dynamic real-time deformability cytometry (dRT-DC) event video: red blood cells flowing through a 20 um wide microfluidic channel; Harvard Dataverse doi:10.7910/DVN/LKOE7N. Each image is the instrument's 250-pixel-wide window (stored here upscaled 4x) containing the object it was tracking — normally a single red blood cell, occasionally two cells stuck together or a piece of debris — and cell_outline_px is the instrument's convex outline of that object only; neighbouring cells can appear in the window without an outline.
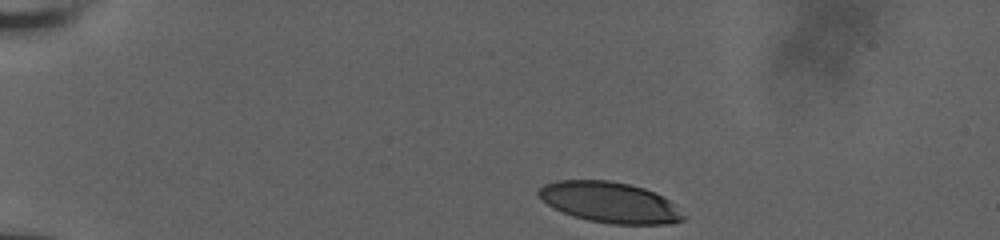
{"species": "human", "species_latin": "Homo sapiens", "temperature_condition": "room temperature", "stored_images_in_passage": 8, "camera_frame_rate_fps": 3000, "um_per_image_px": 0.085, "donor": {"sex": "male"}, "frame": {"image": 1, "passage_image": 1, "time_ms": 0.0, "image_size_px": [1000, 240], "cell_outline_px": [[688, 216], [684, 220], [672, 224], [608, 224], [588, 220], [572, 216], [548, 204], [536, 192], [544, 184], [556, 180], [608, 180], [628, 184], [644, 188], [656, 192], [664, 196]], "centroid_in_image_um": [51.9, 17.21], "position_along_channel_um": 33.1, "area_um2": 34.51}}
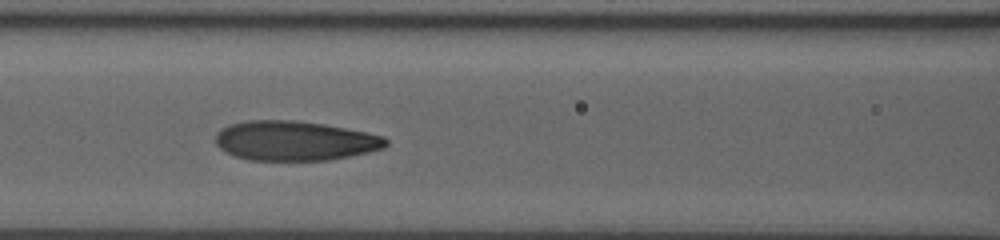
{"frame": {"image": 2, "passage_image": 7, "time_ms": 5.0, "image_size_px": [1000, 240], "cell_outline_px": [[388, 144], [384, 148], [368, 152], [328, 160], [248, 160], [236, 156], [220, 148], [216, 144], [216, 132], [220, 128], [228, 124], [248, 120], [296, 120], [324, 124], [368, 132], [384, 136], [388, 140]], "centroid_in_image_um": [25.05, 11.95], "position_along_channel_um": 141.5, "area_um2": 39.48}}
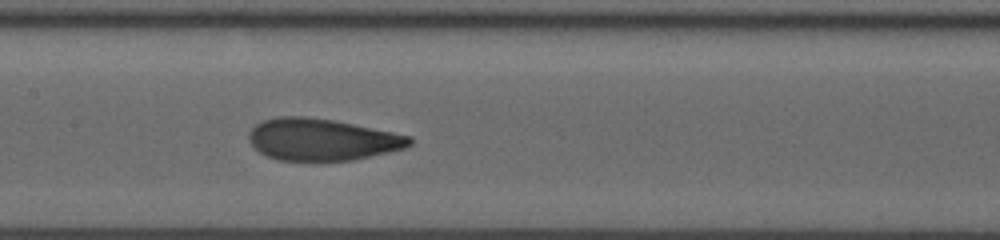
{"frame": {"image": 3, "passage_image": 8, "time_ms": 6.0, "image_size_px": [1000, 240], "cell_outline_px": [[412, 144], [404, 148], [388, 152], [352, 160], [280, 160], [268, 156], [260, 152], [248, 140], [248, 132], [260, 120], [276, 116], [304, 116], [332, 120], [412, 136]], "centroid_in_image_um": [27.33, 11.84], "position_along_channel_um": 180.1, "area_um2": 38.96}}